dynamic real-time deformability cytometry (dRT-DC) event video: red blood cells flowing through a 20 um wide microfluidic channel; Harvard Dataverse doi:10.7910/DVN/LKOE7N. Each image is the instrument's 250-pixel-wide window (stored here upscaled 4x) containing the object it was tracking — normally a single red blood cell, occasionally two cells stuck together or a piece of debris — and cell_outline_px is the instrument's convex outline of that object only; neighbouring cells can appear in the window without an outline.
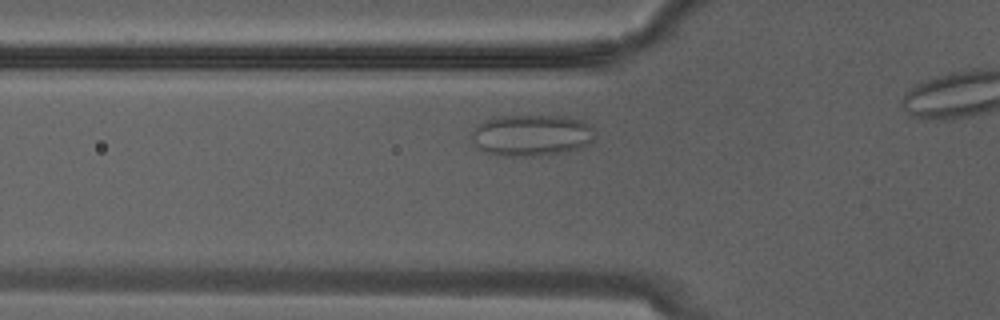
{"species": "Egyptian fruit bat (a non-hibernating species)", "species_latin": "Rousettus aegyptiacus", "temperature_condition": "warm", "stored_images_in_passage": 8, "camera_frame_rate_fps": 3000, "um_per_image_px": 0.085, "animal": {"sex": "male"}, "frame": {"image": 1, "passage_image": 3, "time_ms": 0.667, "image_size_px": [1000, 320], "cell_outline_px": [[592, 140], [588, 144], [580, 148], [564, 152], [540, 156], [508, 156], [484, 152], [472, 140], [472, 132], [484, 120], [500, 116], [564, 116], [580, 120], [588, 124], [592, 128]], "centroid_in_image_um": [45.17, 11.5], "position_along_channel_um": 80.6, "area_um2": 29.48}}